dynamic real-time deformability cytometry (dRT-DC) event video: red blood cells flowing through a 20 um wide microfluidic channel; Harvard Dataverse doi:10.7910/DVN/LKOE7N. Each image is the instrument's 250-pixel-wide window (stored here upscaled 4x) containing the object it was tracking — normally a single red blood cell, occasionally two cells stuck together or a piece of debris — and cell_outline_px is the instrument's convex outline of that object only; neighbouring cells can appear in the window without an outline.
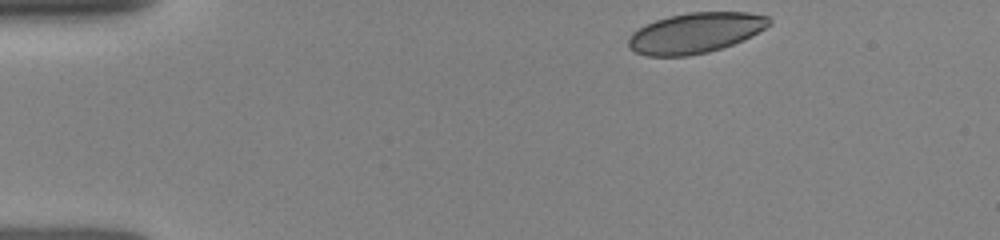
{"species": "human", "species_latin": "Homo sapiens", "temperature_condition": "room temperature", "stored_images_in_passage": 26, "camera_frame_rate_fps": 3000, "um_per_image_px": 0.085, "donor": {"sex": "female"}, "frame": {"image": 1, "passage_image": 1, "time_ms": 0.0, "image_size_px": [1000, 240], "cell_outline_px": [[772, 24], [732, 44], [708, 52], [688, 56], [648, 56], [636, 52], [628, 48], [628, 40], [632, 32], [656, 20], [668, 16], [688, 12], [748, 12], [768, 16], [772, 20]], "centroid_in_image_um": [59.08, 2.79], "position_along_channel_um": 25.9, "area_um2": 32.83}}
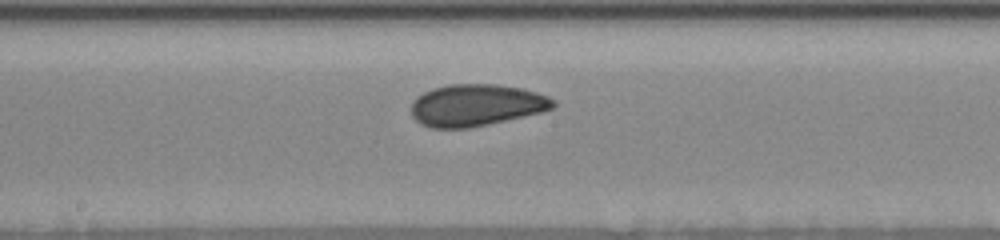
{"frame": {"image": 2, "passage_image": 15, "time_ms": 6.333, "image_size_px": [1000, 240], "cell_outline_px": [[556, 104], [552, 108], [544, 112], [488, 124], [468, 128], [432, 128], [420, 124], [412, 116], [412, 100], [416, 96], [432, 88], [448, 84], [496, 84], [520, 88], [536, 92], [548, 96], [556, 100]], "centroid_in_image_um": [40.48, 8.94], "position_along_channel_um": 207.7, "area_um2": 34.85}}
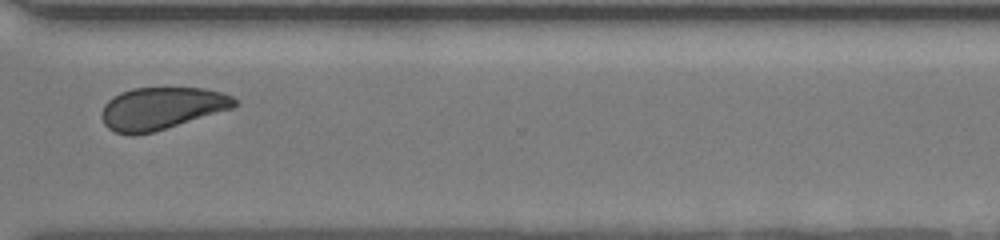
{"frame": {"image": 3, "passage_image": 25, "time_ms": 10.0, "image_size_px": [1000, 240], "cell_outline_px": [[236, 104], [232, 108], [152, 132], [136, 136], [132, 136], [116, 132], [108, 128], [104, 124], [100, 116], [100, 112], [104, 104], [112, 96], [120, 92], [132, 88], [204, 88], [224, 92], [232, 96], [236, 100]], "centroid_in_image_um": [13.67, 9.2], "position_along_channel_um": 356.9, "area_um2": 32.77}}